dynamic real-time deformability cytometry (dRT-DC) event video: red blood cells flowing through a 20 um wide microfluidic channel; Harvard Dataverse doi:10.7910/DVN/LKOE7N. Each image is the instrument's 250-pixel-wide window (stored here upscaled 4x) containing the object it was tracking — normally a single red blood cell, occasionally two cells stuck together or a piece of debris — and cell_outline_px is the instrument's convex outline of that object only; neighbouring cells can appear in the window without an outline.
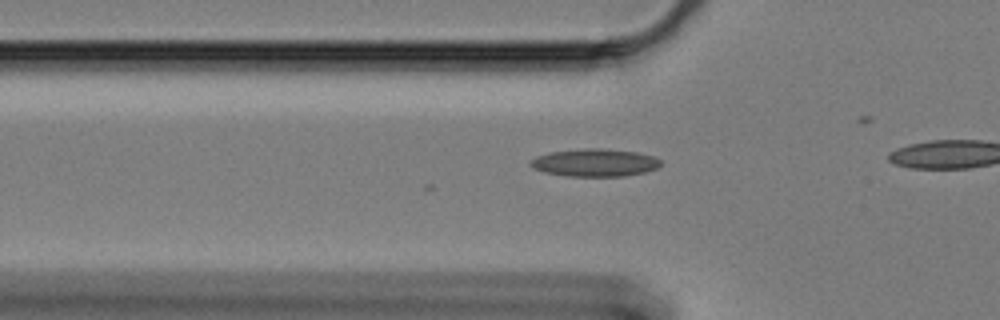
{"species": "Egyptian fruit bat (a non-hibernating species)", "species_latin": "Rousettus aegyptiacus", "temperature_condition": "cold", "stored_images_in_passage": 5, "camera_frame_rate_fps": 3000, "um_per_image_px": 0.085, "animal": {"sex": "female"}, "frame": {"image": 1, "passage_image": 5, "time_ms": 1.333, "image_size_px": [1000, 320], "cell_outline_px": [[660, 164], [656, 168], [644, 172], [624, 176], [568, 176], [544, 172], [532, 168], [528, 164], [536, 156], [548, 152], [584, 148], [600, 148], [636, 152], [652, 156], [660, 160]], "centroid_in_image_um": [50.5, 13.82], "position_along_channel_um": 75.3, "area_um2": 20.92}}